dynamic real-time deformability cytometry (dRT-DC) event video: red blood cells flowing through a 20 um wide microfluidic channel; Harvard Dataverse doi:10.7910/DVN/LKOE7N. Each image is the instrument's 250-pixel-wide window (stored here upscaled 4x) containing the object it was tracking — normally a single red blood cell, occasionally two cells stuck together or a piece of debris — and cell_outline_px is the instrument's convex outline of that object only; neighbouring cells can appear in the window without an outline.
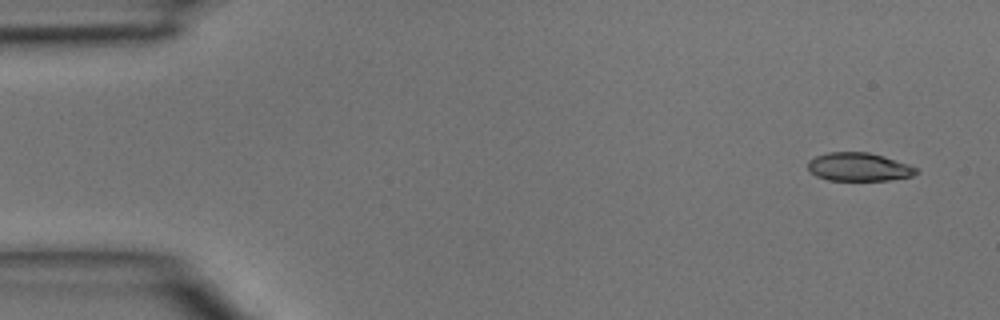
{"species": "common noctule bat (a hibernating species)", "species_latin": "Nyctalus noctula", "temperature_condition": "room temperature", "stored_images_in_passage": 2, "camera_frame_rate_fps": 3000, "um_per_image_px": 0.085, "animal": {"sex": "male", "body_mass_g": 15.6}, "frame": {"image": 1, "passage_image": 1, "time_ms": 0.0, "image_size_px": [1000, 320], "cell_outline_px": [[920, 172], [912, 176], [888, 180], [828, 180], [816, 176], [808, 168], [808, 160], [816, 156], [828, 152], [868, 152], [908, 164], [916, 168]], "centroid_in_image_um": [72.99, 14.19], "position_along_channel_um": 12.0, "area_um2": 17.74}}